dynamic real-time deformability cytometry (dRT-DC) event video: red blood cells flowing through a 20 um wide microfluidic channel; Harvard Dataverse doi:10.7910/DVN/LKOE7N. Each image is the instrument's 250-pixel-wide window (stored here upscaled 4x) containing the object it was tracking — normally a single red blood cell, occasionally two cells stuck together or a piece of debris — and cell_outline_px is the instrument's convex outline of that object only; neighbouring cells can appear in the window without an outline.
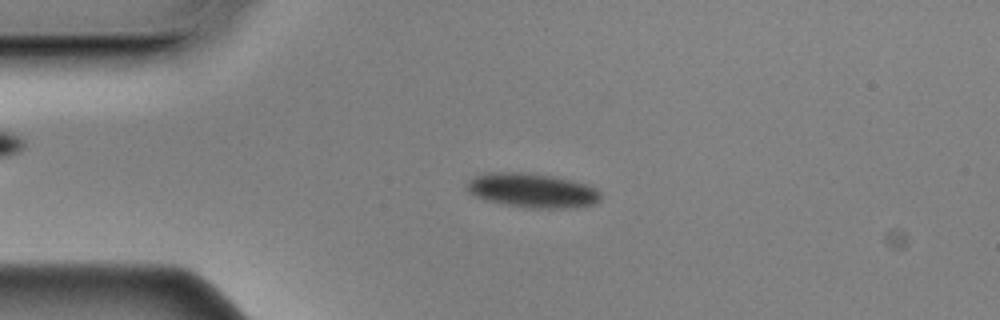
{"species": "Egyptian fruit bat (a non-hibernating species)", "species_latin": "Rousettus aegyptiacus", "temperature_condition": "cold", "stored_images_in_passage": 57, "camera_frame_rate_fps": 3000, "um_per_image_px": 0.085, "animal": {"sex": "male"}, "frame": {"image": 1, "passage_image": 13, "time_ms": 4.0, "image_size_px": [1000, 320], "cell_outline_px": [[600, 200], [596, 204], [576, 208], [524, 208], [484, 200], [468, 192], [464, 188], [464, 184], [468, 180], [476, 176], [488, 172], [512, 172], [552, 176], [588, 184], [596, 188], [600, 192]], "centroid_in_image_um": [45.23, 16.2], "position_along_channel_um": 39.8, "area_um2": 27.05}}
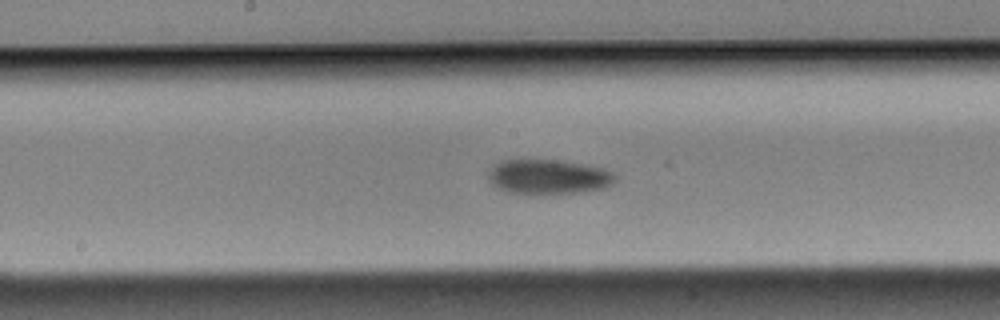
{"frame": {"image": 2, "passage_image": 29, "time_ms": 9.333, "image_size_px": [1000, 320], "cell_outline_px": [[616, 180], [612, 184], [604, 188], [576, 192], [528, 196], [508, 192], [496, 188], [488, 180], [488, 172], [492, 164], [504, 160], [556, 160], [580, 164], [600, 168], [612, 172], [616, 176]], "centroid_in_image_um": [46.52, 15.06], "position_along_channel_um": 201.7, "area_um2": 26.01}}
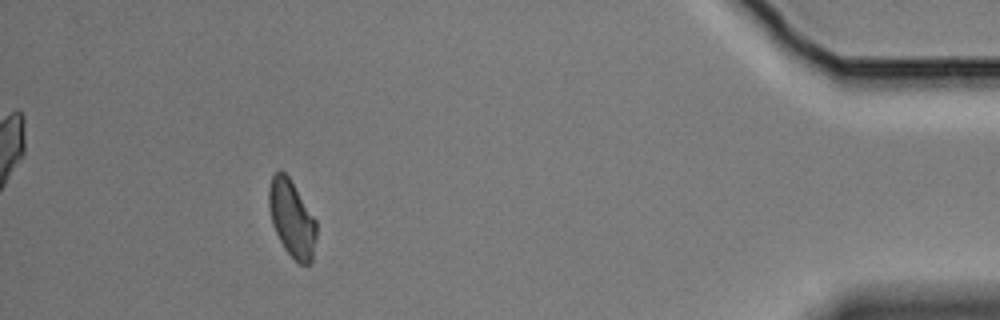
{"frame": {"image": 3, "passage_image": 52, "time_ms": 17.0, "image_size_px": [1000, 320], "cell_outline_px": [[316, 236], [312, 264], [300, 264], [284, 248], [272, 224], [268, 204], [268, 188], [272, 176], [276, 172], [284, 172], [288, 176], [316, 220]], "centroid_in_image_um": [24.8, 18.6], "position_along_channel_um": 410.4, "area_um2": 21.04}, "authors_computed_cell_mechanics": {"area_um2": 25.143, "velocity_mm_per_s": 3.4909, "shape_relaxation_time_tau1_ms": 3.5398, "shape_relaxation_time_tau2_ms": 11.0573, "deformation_change_tau1": 0.0704, "deformation_change_tau2": 0.1809}}